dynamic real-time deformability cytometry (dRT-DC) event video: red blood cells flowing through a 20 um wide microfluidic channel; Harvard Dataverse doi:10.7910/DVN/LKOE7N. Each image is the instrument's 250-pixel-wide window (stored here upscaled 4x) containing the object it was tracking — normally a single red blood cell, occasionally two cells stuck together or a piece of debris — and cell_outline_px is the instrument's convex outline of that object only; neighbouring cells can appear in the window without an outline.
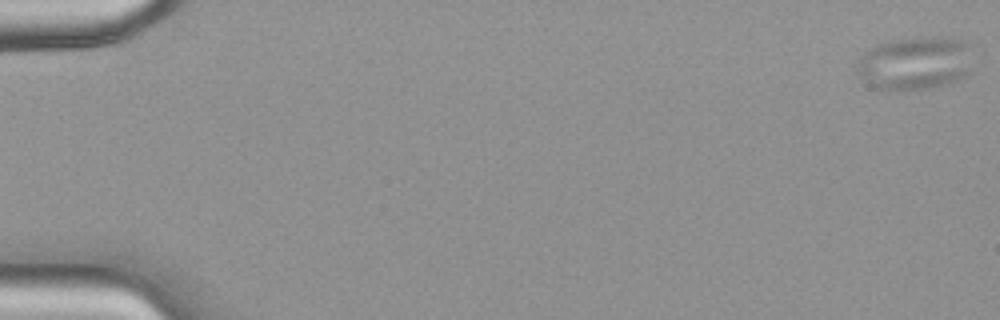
{"species": "common noctule bat (a hibernating species)", "species_latin": "Nyctalus noctula", "temperature_condition": "warm", "stored_images_in_passage": 50, "camera_frame_rate_fps": 3000, "um_per_image_px": 0.085, "animal": {"sex": "female", "body_mass_g": 18.4}, "frame": {"image": 1, "passage_image": 1, "time_ms": 0.0, "image_size_px": [1000, 320], "cell_outline_px": [[968, 76], [960, 80], [948, 84], [928, 88], [904, 92], [876, 88], [868, 84], [860, 76], [856, 68], [856, 64], [860, 56], [868, 48], [876, 44], [892, 40], [924, 36], [944, 36], [960, 40], [968, 44]], "centroid_in_image_um": [77.72, 5.38], "position_along_channel_um": 7.3, "area_um2": 36.47}}
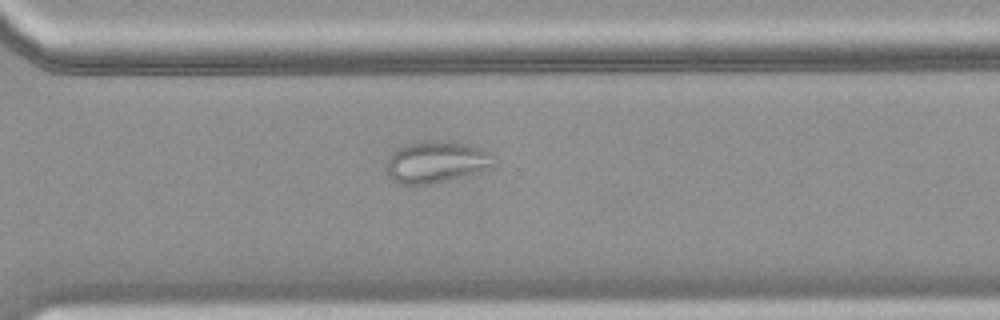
{"frame": {"image": 2, "passage_image": 37, "time_ms": 12.0, "image_size_px": [1000, 320], "cell_outline_px": [[496, 164], [476, 172], [428, 184], [400, 184], [388, 176], [384, 168], [392, 152], [396, 148], [420, 140], [448, 140], [468, 144], [480, 148], [488, 152], [492, 156]], "centroid_in_image_um": [37.02, 13.73], "position_along_channel_um": 333.6, "area_um2": 26.01}}
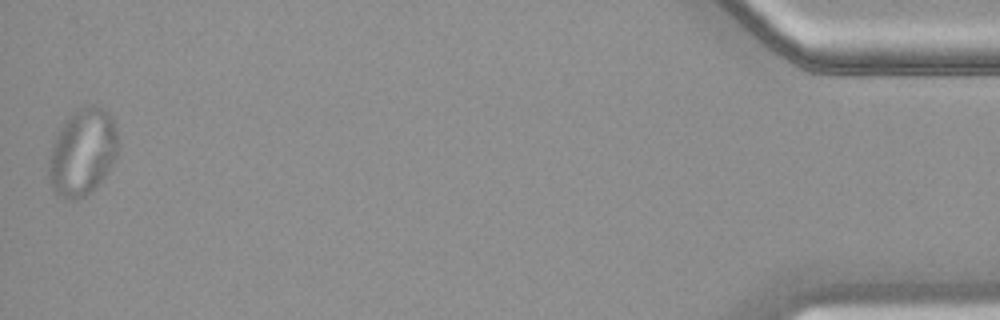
{"frame": {"image": 3, "passage_image": 50, "time_ms": 16.333, "image_size_px": [1000, 320], "cell_outline_px": [[116, 156], [104, 176], [84, 196], [72, 200], [68, 200], [56, 192], [52, 188], [48, 176], [48, 164], [52, 144], [64, 120], [80, 108], [88, 104], [96, 104], [104, 108], [112, 116], [116, 128]], "centroid_in_image_um": [6.99, 12.89], "position_along_channel_um": 428.2, "area_um2": 34.62}}